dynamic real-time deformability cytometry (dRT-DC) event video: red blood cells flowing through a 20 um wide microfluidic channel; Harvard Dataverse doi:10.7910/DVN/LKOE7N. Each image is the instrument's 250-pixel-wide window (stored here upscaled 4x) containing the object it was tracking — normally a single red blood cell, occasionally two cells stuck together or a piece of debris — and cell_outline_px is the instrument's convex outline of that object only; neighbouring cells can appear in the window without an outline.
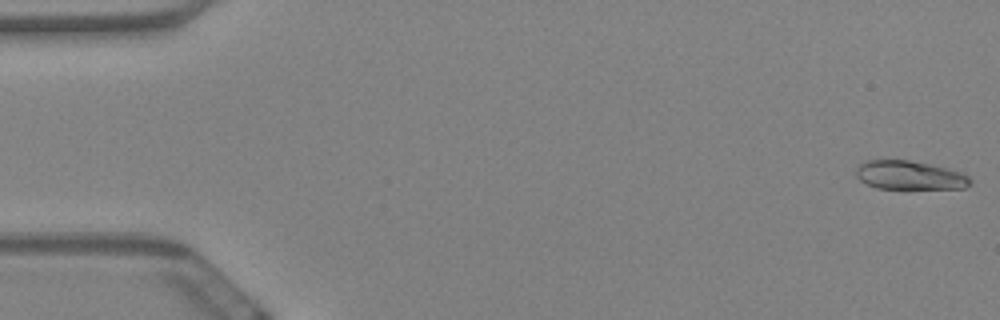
{"species": "Egyptian fruit bat (a non-hibernating species)", "species_latin": "Rousettus aegyptiacus", "temperature_condition": "warm", "stored_images_in_passage": 60, "camera_frame_rate_fps": 3000, "um_per_image_px": 0.085, "animal": {"sex": "female"}, "frame": {"image": 1, "passage_image": 1, "time_ms": 0.0, "image_size_px": [1000, 320], "cell_outline_px": [[972, 184], [964, 188], [876, 188], [860, 180], [856, 176], [856, 168], [860, 164], [868, 160], [908, 160], [948, 168], [964, 172], [972, 180]], "centroid_in_image_um": [77.35, 14.89], "position_along_channel_um": 7.6, "area_um2": 19.07}}
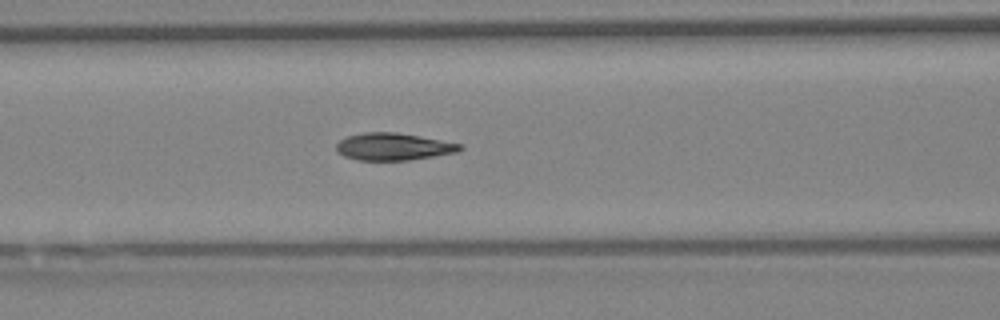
{"frame": {"image": 2, "passage_image": 25, "time_ms": 8.0, "image_size_px": [1000, 320], "cell_outline_px": [[464, 148], [460, 152], [408, 160], [356, 160], [344, 156], [336, 152], [336, 144], [340, 140], [348, 136], [364, 132], [396, 132], [420, 136], [464, 144]], "centroid_in_image_um": [33.47, 12.46], "position_along_channel_um": 133.1, "area_um2": 19.83}}
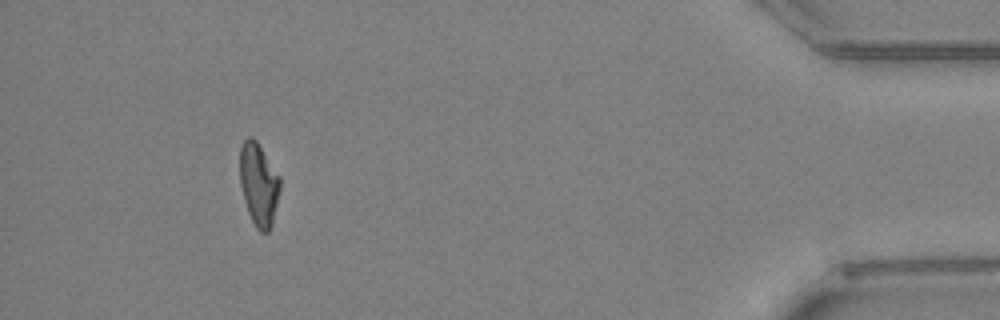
{"frame": {"image": 3, "passage_image": 55, "time_ms": 18.0, "image_size_px": [1000, 320], "cell_outline_px": [[280, 188], [272, 224], [268, 232], [260, 232], [256, 228], [248, 212], [244, 200], [240, 184], [240, 148], [244, 140], [248, 136], [252, 136], [256, 140], [280, 176]], "centroid_in_image_um": [21.98, 15.65], "position_along_channel_um": 413.2, "area_um2": 19.31}, "authors_computed_cell_mechanics": {"area_um2": 19.5942, "velocity_mm_per_s": 3.4289, "shape_relaxation_time_tau1_ms": 7.2631, "shape_relaxation_time_tau2_ms": 1.9521, "deformation_change_tau1": 0.2171, "deformation_change_tau2": 0.0749}}